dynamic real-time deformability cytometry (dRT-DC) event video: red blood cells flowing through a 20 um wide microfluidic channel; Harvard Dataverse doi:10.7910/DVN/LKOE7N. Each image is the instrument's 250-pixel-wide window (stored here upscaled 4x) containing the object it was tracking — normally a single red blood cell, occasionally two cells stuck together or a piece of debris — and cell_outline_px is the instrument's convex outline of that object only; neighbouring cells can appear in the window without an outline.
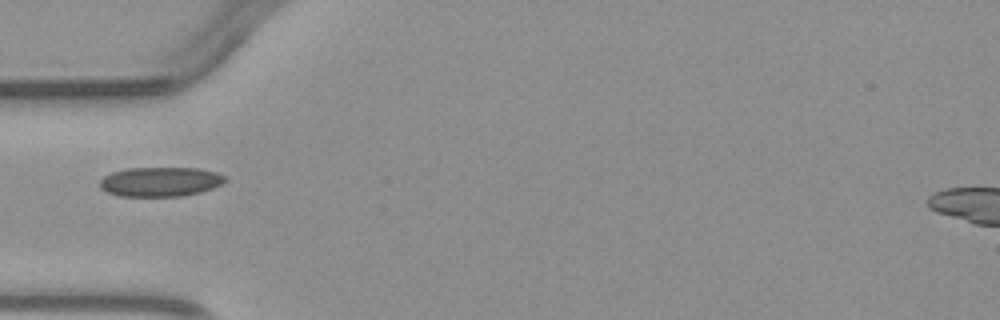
{"species": "common noctule bat (a hibernating species)", "species_latin": "Nyctalus noctula", "temperature_condition": "warm", "stored_images_in_passage": 6, "camera_frame_rate_fps": 3000, "um_per_image_px": 0.085, "animal": {"sex": "male", "body_mass_g": 23.1, "forearm_length_mm": 52.7}, "frame": {"image": 1, "passage_image": 5, "time_ms": 4.667, "image_size_px": [1000, 320], "cell_outline_px": [[228, 180], [212, 188], [200, 192], [180, 196], [120, 196], [108, 192], [100, 188], [100, 180], [104, 176], [112, 172], [128, 168], [200, 168], [216, 172], [224, 176]], "centroid_in_image_um": [13.62, 15.44], "position_along_channel_um": 71.4, "area_um2": 21.44}}
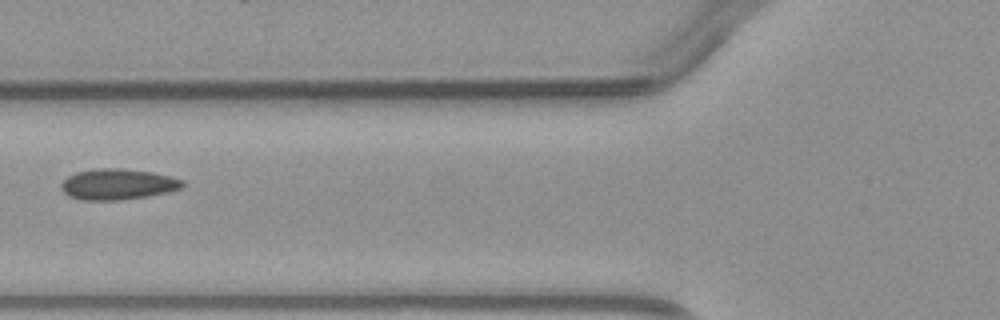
{"frame": {"image": 2, "passage_image": 6, "time_ms": 5.667, "image_size_px": [1000, 320], "cell_outline_px": [[184, 184], [180, 188], [168, 192], [148, 196], [116, 200], [84, 200], [68, 196], [60, 188], [60, 184], [68, 176], [76, 172], [100, 168], [120, 168], [152, 172], [172, 176], [184, 180]], "centroid_in_image_um": [10.01, 15.66], "position_along_channel_um": 115.8, "area_um2": 21.79}}